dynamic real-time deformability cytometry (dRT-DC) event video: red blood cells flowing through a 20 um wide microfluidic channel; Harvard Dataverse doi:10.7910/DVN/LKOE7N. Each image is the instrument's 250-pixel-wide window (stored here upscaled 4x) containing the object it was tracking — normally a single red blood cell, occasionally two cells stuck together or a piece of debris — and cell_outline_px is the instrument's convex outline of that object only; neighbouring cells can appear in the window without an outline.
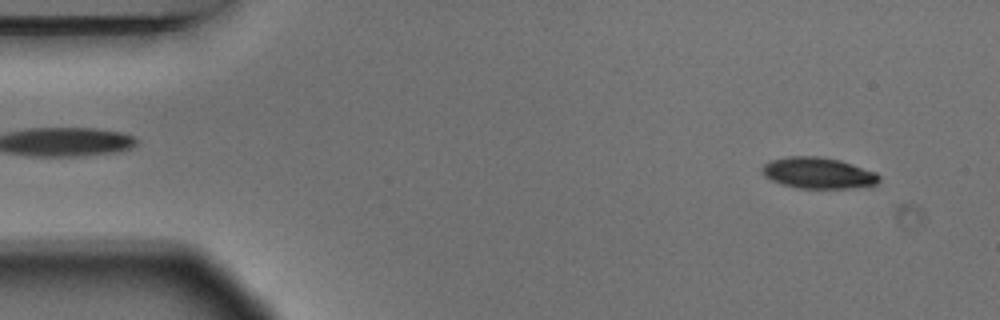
{"species": "Egyptian fruit bat (a non-hibernating species)", "species_latin": "Rousettus aegyptiacus", "temperature_condition": "warm", "stored_images_in_passage": 4, "camera_frame_rate_fps": 3000, "um_per_image_px": 0.085, "animal": {"sex": "male"}, "frame": {"image": 1, "passage_image": 1, "time_ms": 0.0, "image_size_px": [1000, 320], "cell_outline_px": [[880, 180], [876, 184], [848, 188], [800, 188], [780, 184], [764, 176], [760, 172], [764, 164], [772, 160], [788, 156], [816, 156], [840, 160], [876, 172], [880, 176]], "centroid_in_image_um": [69.52, 14.7], "position_along_channel_um": 15.5, "area_um2": 21.15}}